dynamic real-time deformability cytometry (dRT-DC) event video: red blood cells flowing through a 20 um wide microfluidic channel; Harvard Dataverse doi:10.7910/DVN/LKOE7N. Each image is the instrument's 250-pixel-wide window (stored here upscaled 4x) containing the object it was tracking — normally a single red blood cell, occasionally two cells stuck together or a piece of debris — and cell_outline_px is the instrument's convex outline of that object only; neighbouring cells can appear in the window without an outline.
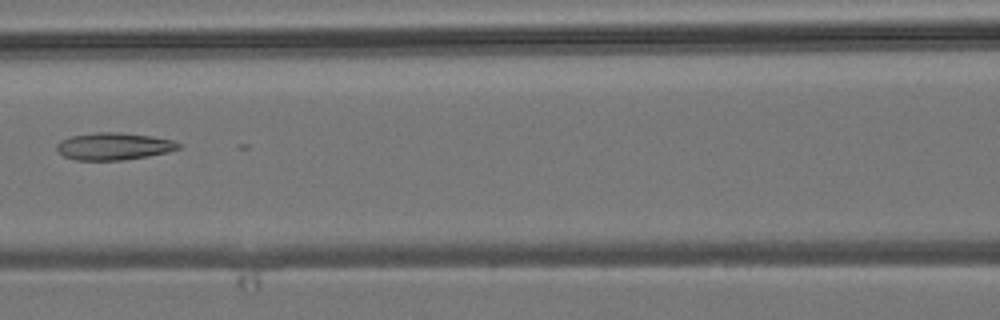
{"species": "common noctule bat (a hibernating species)", "species_latin": "Nyctalus noctula", "temperature_condition": "room temperature", "stored_images_in_passage": 7, "camera_frame_rate_fps": 3000, "um_per_image_px": 0.085, "animal": {"sex": "male", "body_mass_g": 19.2, "forearm_length_mm": 51.8}, "frame": {"image": 1, "passage_image": 7, "time_ms": 7.0, "image_size_px": [1000, 320], "cell_outline_px": [[180, 148], [168, 152], [148, 156], [120, 160], [76, 160], [64, 156], [56, 148], [56, 144], [60, 140], [72, 136], [96, 132], [120, 132], [152, 136], [172, 140], [180, 144]], "centroid_in_image_um": [9.66, 12.43], "position_along_channel_um": 156.9, "area_um2": 19.25}}